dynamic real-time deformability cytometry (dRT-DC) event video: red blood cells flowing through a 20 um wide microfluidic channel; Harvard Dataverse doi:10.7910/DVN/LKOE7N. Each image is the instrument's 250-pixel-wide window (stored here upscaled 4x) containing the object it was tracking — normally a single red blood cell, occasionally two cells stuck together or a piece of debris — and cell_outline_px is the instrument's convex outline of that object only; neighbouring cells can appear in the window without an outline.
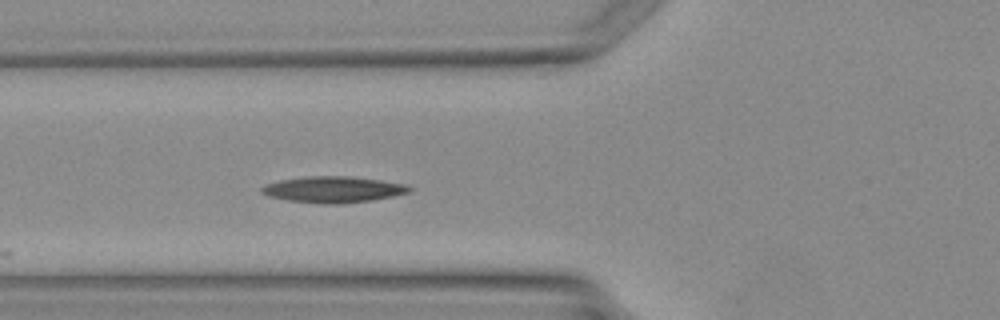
{"species": "Egyptian fruit bat (a non-hibernating species)", "species_latin": "Rousettus aegyptiacus", "temperature_condition": "warm", "stored_images_in_passage": 2, "camera_frame_rate_fps": 3000, "um_per_image_px": 0.085, "animal": {"sex": "female"}, "frame": {"image": 1, "passage_image": 2, "time_ms": 1.333, "image_size_px": [1000, 320], "cell_outline_px": [[416, 188], [408, 192], [392, 196], [372, 200], [340, 204], [320, 204], [288, 200], [268, 196], [260, 192], [260, 188], [264, 184], [280, 180], [308, 176], [348, 176], [380, 180], [408, 184]], "centroid_in_image_um": [28.33, 16.1], "position_along_channel_um": 97.5, "area_um2": 22.72}}